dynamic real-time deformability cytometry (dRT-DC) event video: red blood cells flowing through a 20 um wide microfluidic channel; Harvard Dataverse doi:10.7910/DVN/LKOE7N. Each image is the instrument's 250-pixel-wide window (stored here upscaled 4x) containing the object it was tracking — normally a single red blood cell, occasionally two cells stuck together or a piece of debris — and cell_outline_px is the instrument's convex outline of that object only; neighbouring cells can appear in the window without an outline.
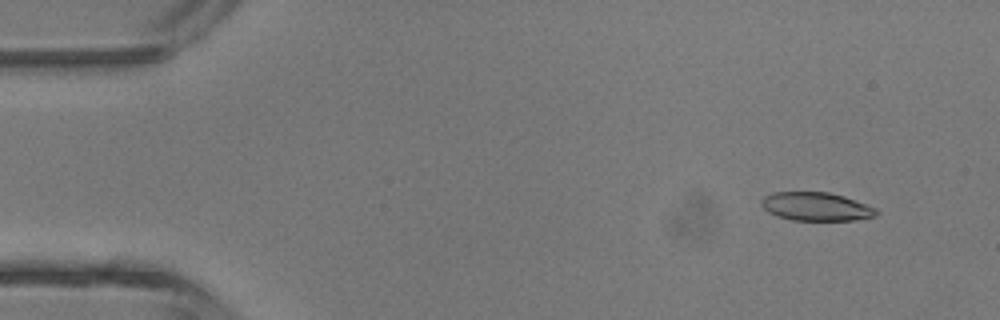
{"species": "common noctule bat (a hibernating species)", "species_latin": "Nyctalus noctula", "temperature_condition": "room temperature", "stored_images_in_passage": 3, "camera_frame_rate_fps": 3000, "um_per_image_px": 0.085, "animal": {"sex": "male", "body_mass_g": 13.3}, "frame": {"image": 1, "passage_image": 1, "time_ms": 0.0, "image_size_px": [1000, 320], "cell_outline_px": [[880, 212], [876, 216], [856, 220], [792, 220], [776, 216], [768, 212], [760, 204], [760, 200], [764, 196], [772, 192], [828, 192], [844, 196], [876, 208]], "centroid_in_image_um": [69.36, 17.56], "position_along_channel_um": 15.6, "area_um2": 19.19}}